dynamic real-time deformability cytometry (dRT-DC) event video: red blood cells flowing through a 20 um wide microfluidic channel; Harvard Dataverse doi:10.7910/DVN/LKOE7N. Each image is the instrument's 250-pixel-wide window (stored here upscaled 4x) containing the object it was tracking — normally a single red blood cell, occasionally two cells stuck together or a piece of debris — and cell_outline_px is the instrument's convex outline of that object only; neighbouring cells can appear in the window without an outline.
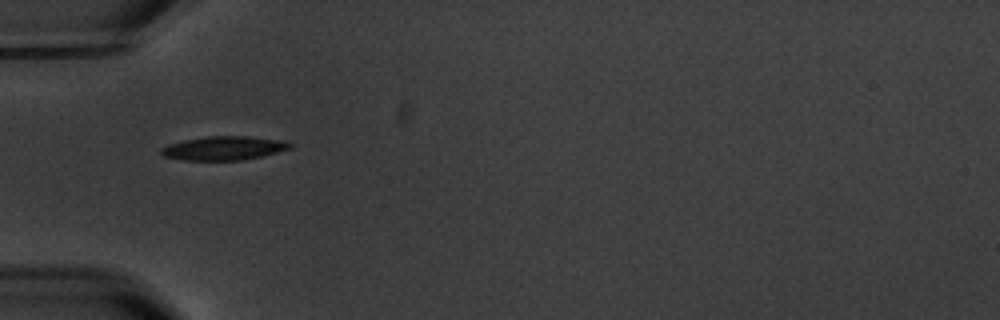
{"species": "common noctule bat (a hibernating species)", "species_latin": "Nyctalus noctula", "temperature_condition": "warm", "stored_images_in_passage": 2, "camera_frame_rate_fps": 3000, "um_per_image_px": 0.085, "animal": {"sex": "male", "body_mass_g": 20.1, "forearm_length_mm": 53.5}, "frame": {"image": 1, "passage_image": 1, "time_ms": 0.0, "image_size_px": [1000, 320], "cell_outline_px": [[292, 148], [244, 160], [184, 160], [164, 156], [160, 152], [160, 148], [168, 144], [184, 140], [208, 136], [248, 136], [280, 140], [292, 144]], "centroid_in_image_um": [18.99, 12.59], "position_along_channel_um": 66.0, "area_um2": 17.74}}